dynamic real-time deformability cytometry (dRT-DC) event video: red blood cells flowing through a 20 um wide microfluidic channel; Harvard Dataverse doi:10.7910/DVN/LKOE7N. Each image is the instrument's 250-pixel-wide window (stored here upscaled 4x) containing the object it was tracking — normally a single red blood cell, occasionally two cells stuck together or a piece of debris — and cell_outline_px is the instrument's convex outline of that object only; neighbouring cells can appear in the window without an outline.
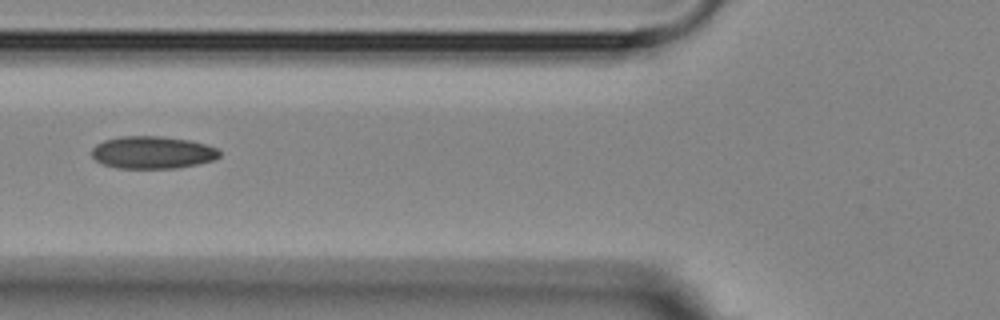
{"species": "Egyptian fruit bat (a non-hibernating species)", "species_latin": "Rousettus aegyptiacus", "temperature_condition": "room temperature", "stored_images_in_passage": 8, "camera_frame_rate_fps": 3000, "um_per_image_px": 0.085, "animal": {"sex": "female"}, "frame": {"image": 1, "passage_image": 4, "time_ms": 3.667, "image_size_px": [1000, 320], "cell_outline_px": [[220, 156], [212, 160], [196, 164], [176, 168], [116, 168], [104, 164], [96, 160], [92, 156], [92, 148], [96, 144], [104, 140], [120, 136], [160, 136], [188, 140], [204, 144], [216, 148], [220, 152]], "centroid_in_image_um": [12.93, 12.95], "position_along_channel_um": 112.9, "area_um2": 23.99}}
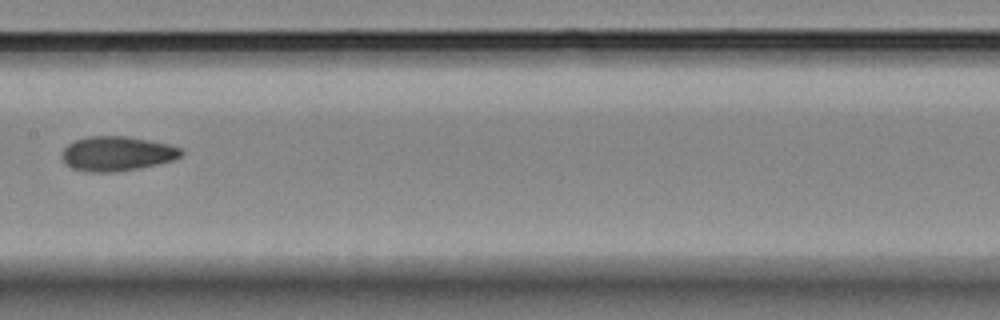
{"frame": {"image": 2, "passage_image": 6, "time_ms": 6.0, "image_size_px": [1000, 320], "cell_outline_px": [[184, 152], [180, 156], [172, 160], [140, 168], [116, 172], [84, 172], [72, 168], [64, 164], [60, 156], [60, 152], [72, 140], [88, 136], [128, 136], [168, 144], [180, 148]], "centroid_in_image_um": [9.86, 13.06], "position_along_channel_um": 197.5, "area_um2": 24.33}}
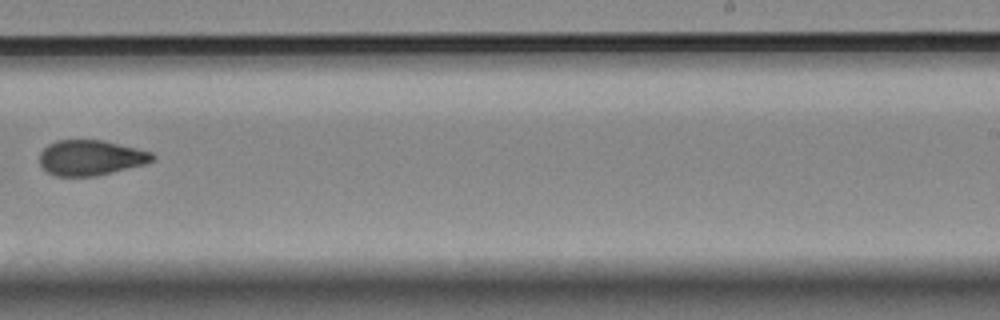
{"frame": {"image": 3, "passage_image": 8, "time_ms": 8.333, "image_size_px": [1000, 320], "cell_outline_px": [[156, 156], [152, 160], [144, 164], [96, 176], [56, 176], [48, 172], [40, 164], [40, 152], [48, 144], [56, 140], [104, 140], [152, 152]], "centroid_in_image_um": [7.7, 13.4], "position_along_channel_um": 281.3, "area_um2": 23.12}}